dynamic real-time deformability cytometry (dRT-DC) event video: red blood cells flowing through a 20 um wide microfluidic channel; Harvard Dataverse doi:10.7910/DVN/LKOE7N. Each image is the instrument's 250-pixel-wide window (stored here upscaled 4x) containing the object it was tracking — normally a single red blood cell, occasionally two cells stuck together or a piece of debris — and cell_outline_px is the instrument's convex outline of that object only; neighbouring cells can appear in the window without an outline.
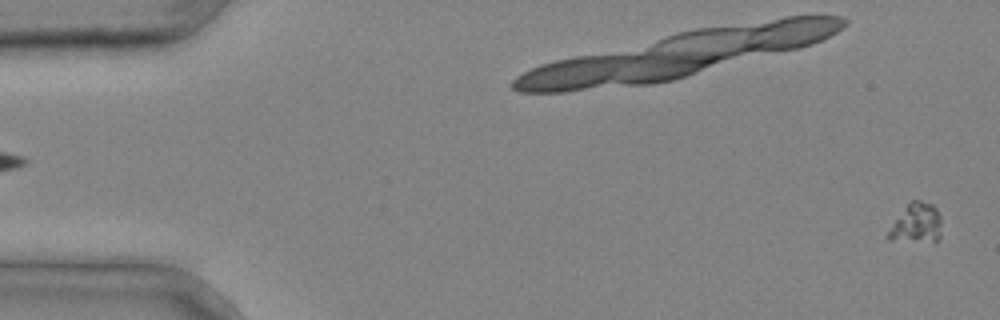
{"species": "common noctule bat (a hibernating species)", "species_latin": "Nyctalus noctula", "temperature_condition": "cold", "stored_images_in_passage": 5, "segment_of_instrument_passage": [2, 2], "camera_frame_rate_fps": 3000, "um_per_image_px": 0.085, "animal": {"sex": "male", "body_mass_g": 20.4}, "frame": {"image": 1, "passage_image": 5, "time_ms": 1.333, "image_size_px": [1000, 320], "cell_outline_px": [[940, 240], [888, 240], [884, 236], [908, 204], [912, 200], [920, 200], [932, 204], [936, 208], [940, 216]], "centroid_in_image_um": [77.9, 18.97], "position_along_channel_um": 7.1, "area_um2": 11.91}}